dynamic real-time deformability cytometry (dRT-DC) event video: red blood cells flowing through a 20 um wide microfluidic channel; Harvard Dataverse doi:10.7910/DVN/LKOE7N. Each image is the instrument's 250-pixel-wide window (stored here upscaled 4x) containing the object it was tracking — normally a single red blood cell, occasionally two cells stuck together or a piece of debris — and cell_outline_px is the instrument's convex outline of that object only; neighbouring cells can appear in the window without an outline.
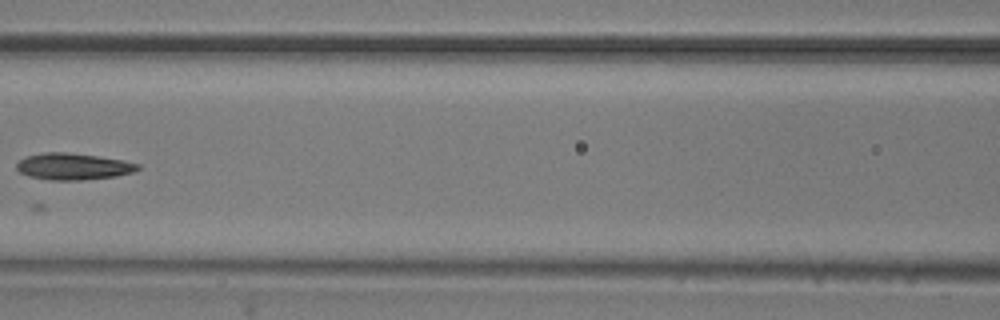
{"species": "common noctule bat (a hibernating species)", "species_latin": "Nyctalus noctula", "temperature_condition": "room temperature", "stored_images_in_passage": 5, "camera_frame_rate_fps": 3000, "um_per_image_px": 0.085, "animal": {"sex": "male", "body_mass_g": 20.5, "forearm_length_mm": 52.5}, "frame": {"image": 1, "passage_image": 4, "time_ms": 3.667, "image_size_px": [1000, 320], "cell_outline_px": [[140, 168], [136, 172], [116, 176], [84, 180], [52, 180], [28, 176], [20, 172], [16, 168], [16, 164], [24, 156], [44, 152], [64, 152], [96, 156], [124, 160], [140, 164]], "centroid_in_image_um": [6.23, 14.15], "position_along_channel_um": 160.4, "area_um2": 18.9}}
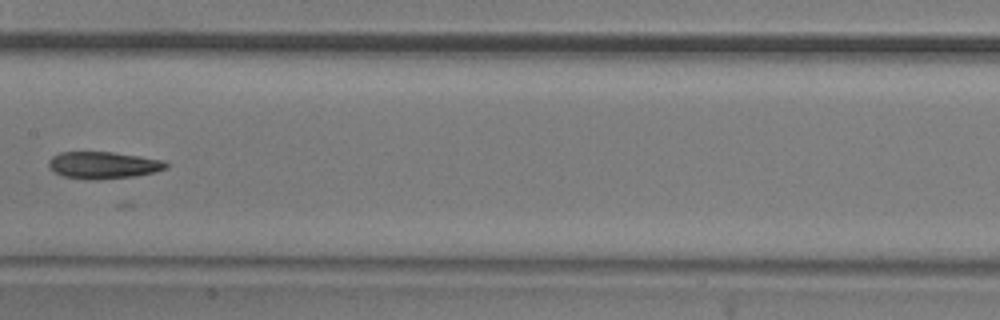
{"frame": {"image": 2, "passage_image": 5, "time_ms": 4.667, "image_size_px": [1000, 320], "cell_outline_px": [[168, 168], [136, 176], [100, 180], [88, 180], [64, 176], [56, 172], [48, 164], [48, 160], [52, 156], [60, 152], [112, 152], [140, 156], [164, 160], [168, 164]], "centroid_in_image_um": [8.8, 14.04], "position_along_channel_um": 198.6, "area_um2": 18.5}}